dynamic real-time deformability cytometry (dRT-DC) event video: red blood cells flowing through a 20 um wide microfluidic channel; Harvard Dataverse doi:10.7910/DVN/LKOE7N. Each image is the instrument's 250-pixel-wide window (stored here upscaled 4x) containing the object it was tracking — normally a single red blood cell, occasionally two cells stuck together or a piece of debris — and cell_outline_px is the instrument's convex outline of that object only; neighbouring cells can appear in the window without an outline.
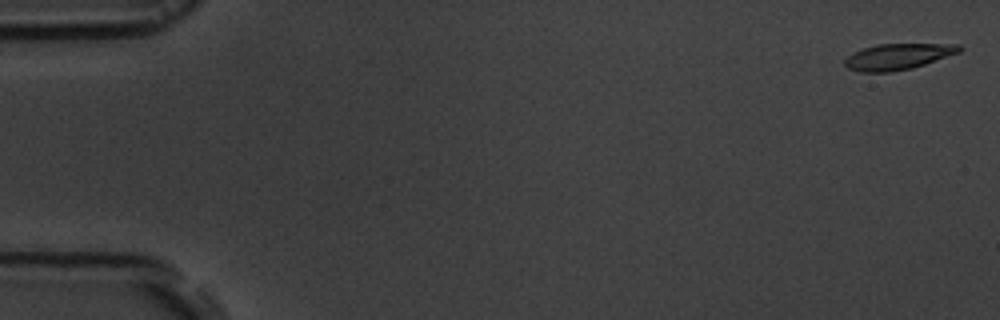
{"species": "common noctule bat (a hibernating species)", "species_latin": "Nyctalus noctula", "temperature_condition": "room temperature", "stored_images_in_passage": 56, "camera_frame_rate_fps": 3000, "um_per_image_px": 0.085, "animal": {"sex": "male", "body_mass_g": 19.5, "forearm_length_mm": 54.6}, "frame": {"image": 1, "passage_image": 2, "time_ms": 0.333, "image_size_px": [1000, 320], "cell_outline_px": [[964, 48], [960, 52], [912, 68], [892, 72], [860, 72], [848, 68], [844, 64], [844, 60], [848, 56], [864, 48], [880, 44], [960, 44]], "centroid_in_image_um": [76.35, 4.81], "position_along_channel_um": 8.7, "area_um2": 17.22}}
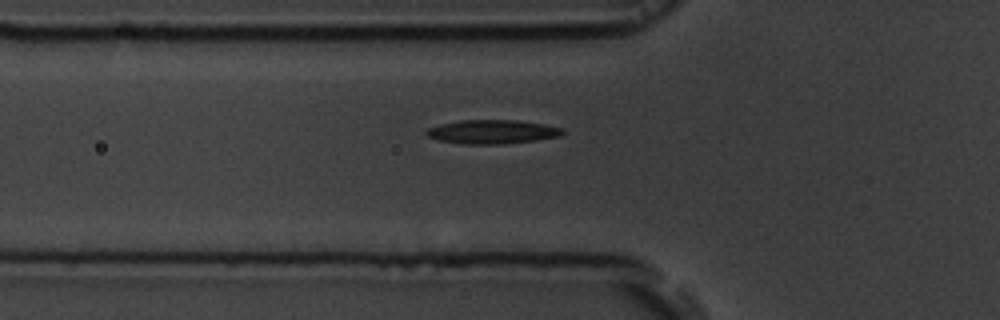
{"frame": {"image": 2, "passage_image": 20, "time_ms": 6.333, "image_size_px": [1000, 320], "cell_outline_px": [[564, 132], [560, 136], [536, 140], [504, 144], [464, 144], [440, 140], [428, 136], [424, 132], [428, 128], [440, 124], [460, 120], [516, 120], [544, 124], [564, 128]], "centroid_in_image_um": [41.86, 11.2], "position_along_channel_um": 83.9, "area_um2": 18.96}}
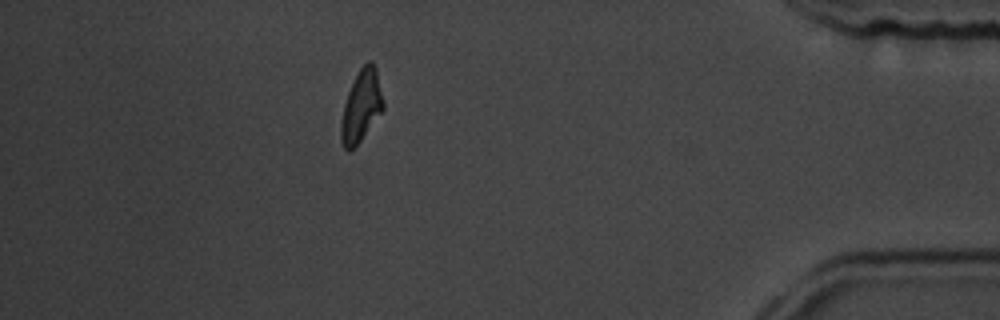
{"frame": {"image": 3, "passage_image": 50, "time_ms": 16.333, "image_size_px": [1000, 320], "cell_outline_px": [[384, 108], [360, 140], [348, 152], [344, 148], [340, 140], [340, 124], [344, 104], [348, 92], [360, 68], [368, 60], [372, 60], [376, 68], [384, 100]], "centroid_in_image_um": [30.7, 8.99], "position_along_channel_um": 404.5, "area_um2": 17.46}, "authors_computed_cell_mechanics": {"area_um2": 17.918, "velocity_mm_per_s": 3.6564, "shape_relaxation_time_tau1_ms": 7.539, "shape_relaxation_time_tau2_ms": null, "deformation_change_tau1": 0.182, "deformation_change_tau2": null}}